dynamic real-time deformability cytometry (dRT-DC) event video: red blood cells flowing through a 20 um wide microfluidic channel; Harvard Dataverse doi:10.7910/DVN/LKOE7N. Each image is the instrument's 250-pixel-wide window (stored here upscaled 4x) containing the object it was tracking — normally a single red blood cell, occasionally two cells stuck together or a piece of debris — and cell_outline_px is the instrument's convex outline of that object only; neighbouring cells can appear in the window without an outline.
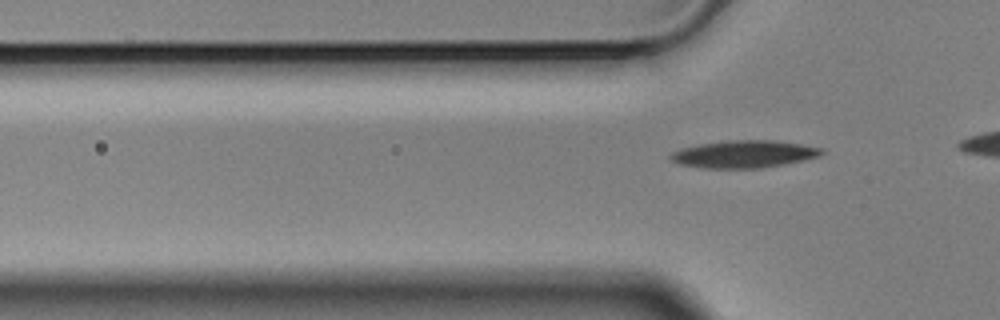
{"species": "Egyptian fruit bat (a non-hibernating species)", "species_latin": "Rousettus aegyptiacus", "temperature_condition": "cold", "stored_images_in_passage": 4, "segment_of_instrument_passage": [2, 2], "camera_frame_rate_fps": 3000, "um_per_image_px": 0.085, "animal": {"sex": "male"}, "frame": {"image": 1, "passage_image": 4, "time_ms": 1.0, "image_size_px": [1000, 320], "cell_outline_px": [[824, 152], [820, 156], [784, 164], [760, 168], [704, 168], [676, 164], [668, 156], [672, 152], [680, 148], [700, 144], [728, 140], [772, 140], [800, 144], [824, 148]], "centroid_in_image_um": [63.21, 13.1], "position_along_channel_um": 62.6, "area_um2": 24.16}}